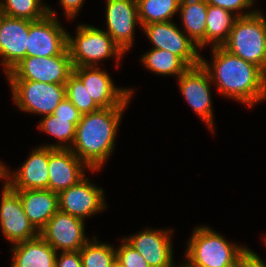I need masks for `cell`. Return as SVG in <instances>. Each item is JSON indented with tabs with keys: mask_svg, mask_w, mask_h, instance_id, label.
Wrapping results in <instances>:
<instances>
[{
	"mask_svg": "<svg viewBox=\"0 0 266 267\" xmlns=\"http://www.w3.org/2000/svg\"><path fill=\"white\" fill-rule=\"evenodd\" d=\"M213 64L201 57L200 64L211 81L217 83L219 93L254 106L266 98V74L256 65L231 54L222 46L213 47Z\"/></svg>",
	"mask_w": 266,
	"mask_h": 267,
	"instance_id": "6da1fadb",
	"label": "cell"
},
{
	"mask_svg": "<svg viewBox=\"0 0 266 267\" xmlns=\"http://www.w3.org/2000/svg\"><path fill=\"white\" fill-rule=\"evenodd\" d=\"M125 108H100L82 115L76 125V137L70 149L91 170H100L111 155Z\"/></svg>",
	"mask_w": 266,
	"mask_h": 267,
	"instance_id": "7a4b0ae2",
	"label": "cell"
},
{
	"mask_svg": "<svg viewBox=\"0 0 266 267\" xmlns=\"http://www.w3.org/2000/svg\"><path fill=\"white\" fill-rule=\"evenodd\" d=\"M222 47L266 74V18L259 11L238 17Z\"/></svg>",
	"mask_w": 266,
	"mask_h": 267,
	"instance_id": "3957f363",
	"label": "cell"
},
{
	"mask_svg": "<svg viewBox=\"0 0 266 267\" xmlns=\"http://www.w3.org/2000/svg\"><path fill=\"white\" fill-rule=\"evenodd\" d=\"M245 249L244 246L228 243L209 227L202 226L194 229L185 256L194 267H236Z\"/></svg>",
	"mask_w": 266,
	"mask_h": 267,
	"instance_id": "277c9868",
	"label": "cell"
},
{
	"mask_svg": "<svg viewBox=\"0 0 266 267\" xmlns=\"http://www.w3.org/2000/svg\"><path fill=\"white\" fill-rule=\"evenodd\" d=\"M77 30L75 38L68 34L67 42L73 67L96 66L114 55L120 60L124 52L107 32L91 25H79Z\"/></svg>",
	"mask_w": 266,
	"mask_h": 267,
	"instance_id": "5b68a950",
	"label": "cell"
},
{
	"mask_svg": "<svg viewBox=\"0 0 266 267\" xmlns=\"http://www.w3.org/2000/svg\"><path fill=\"white\" fill-rule=\"evenodd\" d=\"M13 100L22 111L52 114L66 97L65 84L44 83L30 80H9Z\"/></svg>",
	"mask_w": 266,
	"mask_h": 267,
	"instance_id": "8992f818",
	"label": "cell"
},
{
	"mask_svg": "<svg viewBox=\"0 0 266 267\" xmlns=\"http://www.w3.org/2000/svg\"><path fill=\"white\" fill-rule=\"evenodd\" d=\"M73 68L68 50L64 54L51 57L26 56L7 74V78L66 84Z\"/></svg>",
	"mask_w": 266,
	"mask_h": 267,
	"instance_id": "52a82bcc",
	"label": "cell"
},
{
	"mask_svg": "<svg viewBox=\"0 0 266 267\" xmlns=\"http://www.w3.org/2000/svg\"><path fill=\"white\" fill-rule=\"evenodd\" d=\"M47 10L46 17L30 21L26 56L51 57L68 50V33L59 24L54 12L49 7Z\"/></svg>",
	"mask_w": 266,
	"mask_h": 267,
	"instance_id": "ba28073f",
	"label": "cell"
},
{
	"mask_svg": "<svg viewBox=\"0 0 266 267\" xmlns=\"http://www.w3.org/2000/svg\"><path fill=\"white\" fill-rule=\"evenodd\" d=\"M154 49L168 50L180 57L189 67L200 64L198 45L172 22H158L142 26Z\"/></svg>",
	"mask_w": 266,
	"mask_h": 267,
	"instance_id": "9c48e42d",
	"label": "cell"
},
{
	"mask_svg": "<svg viewBox=\"0 0 266 267\" xmlns=\"http://www.w3.org/2000/svg\"><path fill=\"white\" fill-rule=\"evenodd\" d=\"M84 220L58 210L39 235L57 252L79 251L89 240L84 235Z\"/></svg>",
	"mask_w": 266,
	"mask_h": 267,
	"instance_id": "30bf717a",
	"label": "cell"
},
{
	"mask_svg": "<svg viewBox=\"0 0 266 267\" xmlns=\"http://www.w3.org/2000/svg\"><path fill=\"white\" fill-rule=\"evenodd\" d=\"M0 226L2 233L13 244L39 236V231L24 213L19 195L6 183L0 202Z\"/></svg>",
	"mask_w": 266,
	"mask_h": 267,
	"instance_id": "8fae6325",
	"label": "cell"
},
{
	"mask_svg": "<svg viewBox=\"0 0 266 267\" xmlns=\"http://www.w3.org/2000/svg\"><path fill=\"white\" fill-rule=\"evenodd\" d=\"M90 96L100 108L126 107L134 90L116 88L111 77L100 67H74Z\"/></svg>",
	"mask_w": 266,
	"mask_h": 267,
	"instance_id": "7c38bea8",
	"label": "cell"
},
{
	"mask_svg": "<svg viewBox=\"0 0 266 267\" xmlns=\"http://www.w3.org/2000/svg\"><path fill=\"white\" fill-rule=\"evenodd\" d=\"M181 93L194 112L204 120L213 132L212 100L210 83L212 82L207 71L201 64L189 67L178 78Z\"/></svg>",
	"mask_w": 266,
	"mask_h": 267,
	"instance_id": "4fadbf2b",
	"label": "cell"
},
{
	"mask_svg": "<svg viewBox=\"0 0 266 267\" xmlns=\"http://www.w3.org/2000/svg\"><path fill=\"white\" fill-rule=\"evenodd\" d=\"M88 180L84 177L77 184L58 193L60 211L84 220L106 208L104 191Z\"/></svg>",
	"mask_w": 266,
	"mask_h": 267,
	"instance_id": "5bb4252c",
	"label": "cell"
},
{
	"mask_svg": "<svg viewBox=\"0 0 266 267\" xmlns=\"http://www.w3.org/2000/svg\"><path fill=\"white\" fill-rule=\"evenodd\" d=\"M30 20L0 14V57L6 75L26 57Z\"/></svg>",
	"mask_w": 266,
	"mask_h": 267,
	"instance_id": "9a60e30c",
	"label": "cell"
},
{
	"mask_svg": "<svg viewBox=\"0 0 266 267\" xmlns=\"http://www.w3.org/2000/svg\"><path fill=\"white\" fill-rule=\"evenodd\" d=\"M106 4V32L122 51L126 52L134 43L135 25L140 24L137 1L107 0Z\"/></svg>",
	"mask_w": 266,
	"mask_h": 267,
	"instance_id": "2e32d148",
	"label": "cell"
},
{
	"mask_svg": "<svg viewBox=\"0 0 266 267\" xmlns=\"http://www.w3.org/2000/svg\"><path fill=\"white\" fill-rule=\"evenodd\" d=\"M170 232L146 229L124 238L147 261L150 267H174Z\"/></svg>",
	"mask_w": 266,
	"mask_h": 267,
	"instance_id": "e0dca14e",
	"label": "cell"
},
{
	"mask_svg": "<svg viewBox=\"0 0 266 267\" xmlns=\"http://www.w3.org/2000/svg\"><path fill=\"white\" fill-rule=\"evenodd\" d=\"M6 179L13 190L49 189V147L34 149L12 177L6 170Z\"/></svg>",
	"mask_w": 266,
	"mask_h": 267,
	"instance_id": "ac0fdd59",
	"label": "cell"
},
{
	"mask_svg": "<svg viewBox=\"0 0 266 267\" xmlns=\"http://www.w3.org/2000/svg\"><path fill=\"white\" fill-rule=\"evenodd\" d=\"M87 167L71 149L49 147V190L59 193L84 178L83 168Z\"/></svg>",
	"mask_w": 266,
	"mask_h": 267,
	"instance_id": "d6986e66",
	"label": "cell"
},
{
	"mask_svg": "<svg viewBox=\"0 0 266 267\" xmlns=\"http://www.w3.org/2000/svg\"><path fill=\"white\" fill-rule=\"evenodd\" d=\"M14 191L19 195L24 213L39 232L59 210L58 193L49 189Z\"/></svg>",
	"mask_w": 266,
	"mask_h": 267,
	"instance_id": "ffe728a7",
	"label": "cell"
},
{
	"mask_svg": "<svg viewBox=\"0 0 266 267\" xmlns=\"http://www.w3.org/2000/svg\"><path fill=\"white\" fill-rule=\"evenodd\" d=\"M13 245L11 267H55L57 251L40 235Z\"/></svg>",
	"mask_w": 266,
	"mask_h": 267,
	"instance_id": "44dd1931",
	"label": "cell"
},
{
	"mask_svg": "<svg viewBox=\"0 0 266 267\" xmlns=\"http://www.w3.org/2000/svg\"><path fill=\"white\" fill-rule=\"evenodd\" d=\"M248 12L241 14L238 11L237 15H234L219 6L207 4L206 44L210 42L213 44L212 47L222 46L227 41L237 18L251 15L256 11Z\"/></svg>",
	"mask_w": 266,
	"mask_h": 267,
	"instance_id": "7402d4cb",
	"label": "cell"
},
{
	"mask_svg": "<svg viewBox=\"0 0 266 267\" xmlns=\"http://www.w3.org/2000/svg\"><path fill=\"white\" fill-rule=\"evenodd\" d=\"M179 11L186 35L198 47L206 45L207 3L205 0H181Z\"/></svg>",
	"mask_w": 266,
	"mask_h": 267,
	"instance_id": "603a6c76",
	"label": "cell"
},
{
	"mask_svg": "<svg viewBox=\"0 0 266 267\" xmlns=\"http://www.w3.org/2000/svg\"><path fill=\"white\" fill-rule=\"evenodd\" d=\"M81 118H64L53 114L45 115L40 121L39 128L63 143L56 145H45L53 149H70L76 137V125ZM69 142V143H68ZM66 143H68L66 145ZM70 144V145H69Z\"/></svg>",
	"mask_w": 266,
	"mask_h": 267,
	"instance_id": "cb8c5ba5",
	"label": "cell"
},
{
	"mask_svg": "<svg viewBox=\"0 0 266 267\" xmlns=\"http://www.w3.org/2000/svg\"><path fill=\"white\" fill-rule=\"evenodd\" d=\"M142 62L150 71L159 75H182L189 66L177 55L168 50L154 49L148 51Z\"/></svg>",
	"mask_w": 266,
	"mask_h": 267,
	"instance_id": "d4e9b609",
	"label": "cell"
},
{
	"mask_svg": "<svg viewBox=\"0 0 266 267\" xmlns=\"http://www.w3.org/2000/svg\"><path fill=\"white\" fill-rule=\"evenodd\" d=\"M181 0H138V18L141 26L171 21L179 11Z\"/></svg>",
	"mask_w": 266,
	"mask_h": 267,
	"instance_id": "484cf974",
	"label": "cell"
},
{
	"mask_svg": "<svg viewBox=\"0 0 266 267\" xmlns=\"http://www.w3.org/2000/svg\"><path fill=\"white\" fill-rule=\"evenodd\" d=\"M47 7L41 5V0H5L0 2V14L37 21L48 15Z\"/></svg>",
	"mask_w": 266,
	"mask_h": 267,
	"instance_id": "4316f807",
	"label": "cell"
},
{
	"mask_svg": "<svg viewBox=\"0 0 266 267\" xmlns=\"http://www.w3.org/2000/svg\"><path fill=\"white\" fill-rule=\"evenodd\" d=\"M79 251L83 267H113L116 264V249L106 243L97 242L96 237Z\"/></svg>",
	"mask_w": 266,
	"mask_h": 267,
	"instance_id": "83f0119b",
	"label": "cell"
},
{
	"mask_svg": "<svg viewBox=\"0 0 266 267\" xmlns=\"http://www.w3.org/2000/svg\"><path fill=\"white\" fill-rule=\"evenodd\" d=\"M66 97L84 115L100 109L90 96L83 81L73 72L66 82Z\"/></svg>",
	"mask_w": 266,
	"mask_h": 267,
	"instance_id": "f1b7e54d",
	"label": "cell"
},
{
	"mask_svg": "<svg viewBox=\"0 0 266 267\" xmlns=\"http://www.w3.org/2000/svg\"><path fill=\"white\" fill-rule=\"evenodd\" d=\"M122 245L116 249V263L120 267H150L144 257L122 239Z\"/></svg>",
	"mask_w": 266,
	"mask_h": 267,
	"instance_id": "f546056e",
	"label": "cell"
},
{
	"mask_svg": "<svg viewBox=\"0 0 266 267\" xmlns=\"http://www.w3.org/2000/svg\"><path fill=\"white\" fill-rule=\"evenodd\" d=\"M254 0H205V2L212 6H219L225 10L233 13L236 10L250 8L254 4Z\"/></svg>",
	"mask_w": 266,
	"mask_h": 267,
	"instance_id": "4dcf8cb0",
	"label": "cell"
},
{
	"mask_svg": "<svg viewBox=\"0 0 266 267\" xmlns=\"http://www.w3.org/2000/svg\"><path fill=\"white\" fill-rule=\"evenodd\" d=\"M57 256L55 267H83L80 251L61 252L60 257Z\"/></svg>",
	"mask_w": 266,
	"mask_h": 267,
	"instance_id": "1f68e13d",
	"label": "cell"
},
{
	"mask_svg": "<svg viewBox=\"0 0 266 267\" xmlns=\"http://www.w3.org/2000/svg\"><path fill=\"white\" fill-rule=\"evenodd\" d=\"M260 256L250 249H245L238 258L236 267H266Z\"/></svg>",
	"mask_w": 266,
	"mask_h": 267,
	"instance_id": "d6a6232c",
	"label": "cell"
},
{
	"mask_svg": "<svg viewBox=\"0 0 266 267\" xmlns=\"http://www.w3.org/2000/svg\"><path fill=\"white\" fill-rule=\"evenodd\" d=\"M52 114L64 118H81L82 116L79 110L72 104V102L67 97H65L59 103V105L55 108Z\"/></svg>",
	"mask_w": 266,
	"mask_h": 267,
	"instance_id": "836d02e7",
	"label": "cell"
},
{
	"mask_svg": "<svg viewBox=\"0 0 266 267\" xmlns=\"http://www.w3.org/2000/svg\"><path fill=\"white\" fill-rule=\"evenodd\" d=\"M63 9L65 10V14L68 19H73L80 7L82 6L84 0H60Z\"/></svg>",
	"mask_w": 266,
	"mask_h": 267,
	"instance_id": "e575fe53",
	"label": "cell"
},
{
	"mask_svg": "<svg viewBox=\"0 0 266 267\" xmlns=\"http://www.w3.org/2000/svg\"><path fill=\"white\" fill-rule=\"evenodd\" d=\"M6 167L3 166L2 162L0 163V178H6Z\"/></svg>",
	"mask_w": 266,
	"mask_h": 267,
	"instance_id": "d590c367",
	"label": "cell"
},
{
	"mask_svg": "<svg viewBox=\"0 0 266 267\" xmlns=\"http://www.w3.org/2000/svg\"><path fill=\"white\" fill-rule=\"evenodd\" d=\"M180 267H194L192 265H190L188 262L186 264H184L183 266H180Z\"/></svg>",
	"mask_w": 266,
	"mask_h": 267,
	"instance_id": "8d00e7d4",
	"label": "cell"
},
{
	"mask_svg": "<svg viewBox=\"0 0 266 267\" xmlns=\"http://www.w3.org/2000/svg\"><path fill=\"white\" fill-rule=\"evenodd\" d=\"M113 267H120L117 263Z\"/></svg>",
	"mask_w": 266,
	"mask_h": 267,
	"instance_id": "74e56055",
	"label": "cell"
}]
</instances>
